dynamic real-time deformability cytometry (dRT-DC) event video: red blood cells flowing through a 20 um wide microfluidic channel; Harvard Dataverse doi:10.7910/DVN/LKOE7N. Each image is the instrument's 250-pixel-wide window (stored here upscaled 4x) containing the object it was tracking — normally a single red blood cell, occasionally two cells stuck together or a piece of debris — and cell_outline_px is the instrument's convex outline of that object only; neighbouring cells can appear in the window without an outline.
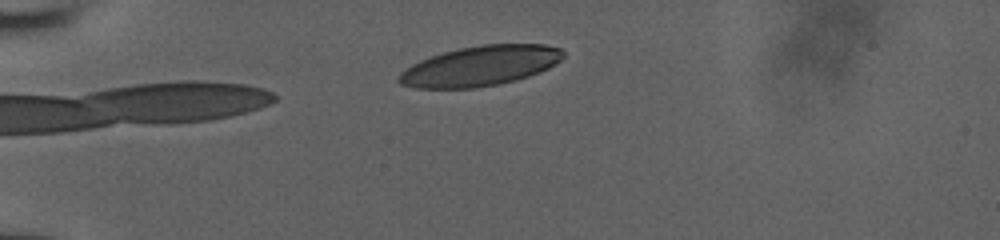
{"species": "human", "species_latin": "Homo sapiens", "temperature_condition": "room temperature", "stored_images_in_passage": 3, "camera_frame_rate_fps": 3000, "um_per_image_px": 0.085, "donor": {"sex": "male"}, "frame": {"image": 1, "passage_image": 3, "time_ms": 1.667, "image_size_px": [1000, 240], "cell_outline_px": [[564, 56], [560, 60], [548, 68], [528, 76], [516, 80], [496, 84], [472, 88], [416, 88], [400, 84], [396, 80], [412, 64], [420, 60], [444, 52], [460, 48], [484, 44], [544, 44], [560, 48], [564, 52]], "centroid_in_image_um": [40.84, 5.6], "position_along_channel_um": 44.2, "area_um2": 37.86}}